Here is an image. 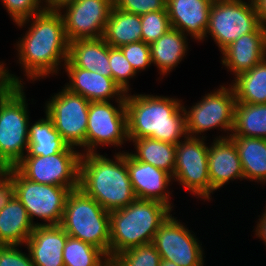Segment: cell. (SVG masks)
I'll list each match as a JSON object with an SVG mask.
<instances>
[{
  "mask_svg": "<svg viewBox=\"0 0 266 266\" xmlns=\"http://www.w3.org/2000/svg\"><path fill=\"white\" fill-rule=\"evenodd\" d=\"M16 25L19 28L29 26L25 35L23 33L15 43L17 63L28 81H40L49 74H59L69 55V42L60 11L43 10Z\"/></svg>",
  "mask_w": 266,
  "mask_h": 266,
  "instance_id": "1",
  "label": "cell"
},
{
  "mask_svg": "<svg viewBox=\"0 0 266 266\" xmlns=\"http://www.w3.org/2000/svg\"><path fill=\"white\" fill-rule=\"evenodd\" d=\"M181 102L176 97L126 93L128 138H152L175 145L182 141L187 132Z\"/></svg>",
  "mask_w": 266,
  "mask_h": 266,
  "instance_id": "2",
  "label": "cell"
},
{
  "mask_svg": "<svg viewBox=\"0 0 266 266\" xmlns=\"http://www.w3.org/2000/svg\"><path fill=\"white\" fill-rule=\"evenodd\" d=\"M79 188L108 212L128 206L137 197L129 179L126 152H116L113 159L100 153L82 154Z\"/></svg>",
  "mask_w": 266,
  "mask_h": 266,
  "instance_id": "3",
  "label": "cell"
},
{
  "mask_svg": "<svg viewBox=\"0 0 266 266\" xmlns=\"http://www.w3.org/2000/svg\"><path fill=\"white\" fill-rule=\"evenodd\" d=\"M173 209L154 200L136 198L128 206L110 212V261L128 249L153 241Z\"/></svg>",
  "mask_w": 266,
  "mask_h": 266,
  "instance_id": "4",
  "label": "cell"
},
{
  "mask_svg": "<svg viewBox=\"0 0 266 266\" xmlns=\"http://www.w3.org/2000/svg\"><path fill=\"white\" fill-rule=\"evenodd\" d=\"M110 212L81 188L70 191L60 226L68 236L82 240L109 257Z\"/></svg>",
  "mask_w": 266,
  "mask_h": 266,
  "instance_id": "5",
  "label": "cell"
},
{
  "mask_svg": "<svg viewBox=\"0 0 266 266\" xmlns=\"http://www.w3.org/2000/svg\"><path fill=\"white\" fill-rule=\"evenodd\" d=\"M24 91V85H12L0 98V162L6 168L14 167L28 149L31 119Z\"/></svg>",
  "mask_w": 266,
  "mask_h": 266,
  "instance_id": "6",
  "label": "cell"
},
{
  "mask_svg": "<svg viewBox=\"0 0 266 266\" xmlns=\"http://www.w3.org/2000/svg\"><path fill=\"white\" fill-rule=\"evenodd\" d=\"M228 85H220V88L205 94L189 108L183 105L187 136L205 138V132L217 128L227 133L226 138H229L233 131L237 101L232 86Z\"/></svg>",
  "mask_w": 266,
  "mask_h": 266,
  "instance_id": "7",
  "label": "cell"
},
{
  "mask_svg": "<svg viewBox=\"0 0 266 266\" xmlns=\"http://www.w3.org/2000/svg\"><path fill=\"white\" fill-rule=\"evenodd\" d=\"M15 183V196L20 200L31 222L36 225H60L70 188L40 184L25 178L15 167L6 170ZM45 223H35V218Z\"/></svg>",
  "mask_w": 266,
  "mask_h": 266,
  "instance_id": "8",
  "label": "cell"
},
{
  "mask_svg": "<svg viewBox=\"0 0 266 266\" xmlns=\"http://www.w3.org/2000/svg\"><path fill=\"white\" fill-rule=\"evenodd\" d=\"M260 25L254 1L217 0L210 9L204 40L211 35L222 52L243 34L254 32Z\"/></svg>",
  "mask_w": 266,
  "mask_h": 266,
  "instance_id": "9",
  "label": "cell"
},
{
  "mask_svg": "<svg viewBox=\"0 0 266 266\" xmlns=\"http://www.w3.org/2000/svg\"><path fill=\"white\" fill-rule=\"evenodd\" d=\"M81 155L79 150L68 146L50 156H24L14 167L33 182L73 190L79 187Z\"/></svg>",
  "mask_w": 266,
  "mask_h": 266,
  "instance_id": "10",
  "label": "cell"
},
{
  "mask_svg": "<svg viewBox=\"0 0 266 266\" xmlns=\"http://www.w3.org/2000/svg\"><path fill=\"white\" fill-rule=\"evenodd\" d=\"M184 140V141H183ZM176 144L173 182L186 188L191 195L204 201H211V188L208 173V143L205 138L186 136Z\"/></svg>",
  "mask_w": 266,
  "mask_h": 266,
  "instance_id": "11",
  "label": "cell"
},
{
  "mask_svg": "<svg viewBox=\"0 0 266 266\" xmlns=\"http://www.w3.org/2000/svg\"><path fill=\"white\" fill-rule=\"evenodd\" d=\"M116 106L111 101L90 102L85 154L109 145L118 149L129 141L125 101H117Z\"/></svg>",
  "mask_w": 266,
  "mask_h": 266,
  "instance_id": "12",
  "label": "cell"
},
{
  "mask_svg": "<svg viewBox=\"0 0 266 266\" xmlns=\"http://www.w3.org/2000/svg\"><path fill=\"white\" fill-rule=\"evenodd\" d=\"M45 112L53 121L55 129L71 147L83 148L85 154V137L88 126L90 101L79 94L63 87L45 103Z\"/></svg>",
  "mask_w": 266,
  "mask_h": 266,
  "instance_id": "13",
  "label": "cell"
},
{
  "mask_svg": "<svg viewBox=\"0 0 266 266\" xmlns=\"http://www.w3.org/2000/svg\"><path fill=\"white\" fill-rule=\"evenodd\" d=\"M193 233L171 214L157 230L152 243L161 259L179 266H204V249Z\"/></svg>",
  "mask_w": 266,
  "mask_h": 266,
  "instance_id": "14",
  "label": "cell"
},
{
  "mask_svg": "<svg viewBox=\"0 0 266 266\" xmlns=\"http://www.w3.org/2000/svg\"><path fill=\"white\" fill-rule=\"evenodd\" d=\"M113 6V0H75L63 7L60 13L68 42L101 38Z\"/></svg>",
  "mask_w": 266,
  "mask_h": 266,
  "instance_id": "15",
  "label": "cell"
},
{
  "mask_svg": "<svg viewBox=\"0 0 266 266\" xmlns=\"http://www.w3.org/2000/svg\"><path fill=\"white\" fill-rule=\"evenodd\" d=\"M126 164L135 196L139 199H147L161 202L171 209L169 186L173 184L172 176L155 166L136 160L126 151Z\"/></svg>",
  "mask_w": 266,
  "mask_h": 266,
  "instance_id": "16",
  "label": "cell"
},
{
  "mask_svg": "<svg viewBox=\"0 0 266 266\" xmlns=\"http://www.w3.org/2000/svg\"><path fill=\"white\" fill-rule=\"evenodd\" d=\"M63 69L69 78V83L64 86L68 91L79 94L90 102L110 100L113 102V98L114 103L125 101L126 93L113 78L76 67L69 59Z\"/></svg>",
  "mask_w": 266,
  "mask_h": 266,
  "instance_id": "17",
  "label": "cell"
},
{
  "mask_svg": "<svg viewBox=\"0 0 266 266\" xmlns=\"http://www.w3.org/2000/svg\"><path fill=\"white\" fill-rule=\"evenodd\" d=\"M208 173L211 188L216 191L230 181L245 180L235 143L225 133L214 137L208 148Z\"/></svg>",
  "mask_w": 266,
  "mask_h": 266,
  "instance_id": "18",
  "label": "cell"
},
{
  "mask_svg": "<svg viewBox=\"0 0 266 266\" xmlns=\"http://www.w3.org/2000/svg\"><path fill=\"white\" fill-rule=\"evenodd\" d=\"M221 54V63L233 78L249 71L266 57V29L260 25L254 32L243 34Z\"/></svg>",
  "mask_w": 266,
  "mask_h": 266,
  "instance_id": "19",
  "label": "cell"
},
{
  "mask_svg": "<svg viewBox=\"0 0 266 266\" xmlns=\"http://www.w3.org/2000/svg\"><path fill=\"white\" fill-rule=\"evenodd\" d=\"M211 0H167L166 8L172 28L194 41H204L209 25Z\"/></svg>",
  "mask_w": 266,
  "mask_h": 266,
  "instance_id": "20",
  "label": "cell"
},
{
  "mask_svg": "<svg viewBox=\"0 0 266 266\" xmlns=\"http://www.w3.org/2000/svg\"><path fill=\"white\" fill-rule=\"evenodd\" d=\"M68 234L60 225H36L26 241L35 266H64L63 250Z\"/></svg>",
  "mask_w": 266,
  "mask_h": 266,
  "instance_id": "21",
  "label": "cell"
},
{
  "mask_svg": "<svg viewBox=\"0 0 266 266\" xmlns=\"http://www.w3.org/2000/svg\"><path fill=\"white\" fill-rule=\"evenodd\" d=\"M188 38L175 28H170L158 40L149 44L151 61L159 71L160 76H167L180 64L187 55Z\"/></svg>",
  "mask_w": 266,
  "mask_h": 266,
  "instance_id": "22",
  "label": "cell"
},
{
  "mask_svg": "<svg viewBox=\"0 0 266 266\" xmlns=\"http://www.w3.org/2000/svg\"><path fill=\"white\" fill-rule=\"evenodd\" d=\"M68 59L76 67L112 78L109 64V44L102 37L70 42Z\"/></svg>",
  "mask_w": 266,
  "mask_h": 266,
  "instance_id": "23",
  "label": "cell"
},
{
  "mask_svg": "<svg viewBox=\"0 0 266 266\" xmlns=\"http://www.w3.org/2000/svg\"><path fill=\"white\" fill-rule=\"evenodd\" d=\"M34 228L27 210L16 196L0 210V245L25 246Z\"/></svg>",
  "mask_w": 266,
  "mask_h": 266,
  "instance_id": "24",
  "label": "cell"
},
{
  "mask_svg": "<svg viewBox=\"0 0 266 266\" xmlns=\"http://www.w3.org/2000/svg\"><path fill=\"white\" fill-rule=\"evenodd\" d=\"M235 143L245 180L266 183V139L229 136Z\"/></svg>",
  "mask_w": 266,
  "mask_h": 266,
  "instance_id": "25",
  "label": "cell"
},
{
  "mask_svg": "<svg viewBox=\"0 0 266 266\" xmlns=\"http://www.w3.org/2000/svg\"><path fill=\"white\" fill-rule=\"evenodd\" d=\"M141 15L112 7L102 38L111 47L142 41Z\"/></svg>",
  "mask_w": 266,
  "mask_h": 266,
  "instance_id": "26",
  "label": "cell"
},
{
  "mask_svg": "<svg viewBox=\"0 0 266 266\" xmlns=\"http://www.w3.org/2000/svg\"><path fill=\"white\" fill-rule=\"evenodd\" d=\"M44 116L45 118L34 123L29 120L28 149L25 156H50L69 146L55 129L49 115L45 112Z\"/></svg>",
  "mask_w": 266,
  "mask_h": 266,
  "instance_id": "27",
  "label": "cell"
},
{
  "mask_svg": "<svg viewBox=\"0 0 266 266\" xmlns=\"http://www.w3.org/2000/svg\"><path fill=\"white\" fill-rule=\"evenodd\" d=\"M136 151L130 154L145 162L168 172L173 177L175 169L176 145L152 138H129Z\"/></svg>",
  "mask_w": 266,
  "mask_h": 266,
  "instance_id": "28",
  "label": "cell"
},
{
  "mask_svg": "<svg viewBox=\"0 0 266 266\" xmlns=\"http://www.w3.org/2000/svg\"><path fill=\"white\" fill-rule=\"evenodd\" d=\"M237 102L266 104V57L230 84Z\"/></svg>",
  "mask_w": 266,
  "mask_h": 266,
  "instance_id": "29",
  "label": "cell"
},
{
  "mask_svg": "<svg viewBox=\"0 0 266 266\" xmlns=\"http://www.w3.org/2000/svg\"><path fill=\"white\" fill-rule=\"evenodd\" d=\"M230 136L266 139V104L236 102Z\"/></svg>",
  "mask_w": 266,
  "mask_h": 266,
  "instance_id": "30",
  "label": "cell"
},
{
  "mask_svg": "<svg viewBox=\"0 0 266 266\" xmlns=\"http://www.w3.org/2000/svg\"><path fill=\"white\" fill-rule=\"evenodd\" d=\"M64 266H110L109 257L99 248L68 236L63 250Z\"/></svg>",
  "mask_w": 266,
  "mask_h": 266,
  "instance_id": "31",
  "label": "cell"
},
{
  "mask_svg": "<svg viewBox=\"0 0 266 266\" xmlns=\"http://www.w3.org/2000/svg\"><path fill=\"white\" fill-rule=\"evenodd\" d=\"M161 257L152 242L117 254L110 266H159Z\"/></svg>",
  "mask_w": 266,
  "mask_h": 266,
  "instance_id": "32",
  "label": "cell"
},
{
  "mask_svg": "<svg viewBox=\"0 0 266 266\" xmlns=\"http://www.w3.org/2000/svg\"><path fill=\"white\" fill-rule=\"evenodd\" d=\"M171 27L167 8L141 15L142 41L152 43L164 35Z\"/></svg>",
  "mask_w": 266,
  "mask_h": 266,
  "instance_id": "33",
  "label": "cell"
},
{
  "mask_svg": "<svg viewBox=\"0 0 266 266\" xmlns=\"http://www.w3.org/2000/svg\"><path fill=\"white\" fill-rule=\"evenodd\" d=\"M109 64L114 81L125 93L131 92L132 88H130L129 80L136 77L137 73L119 47L109 45Z\"/></svg>",
  "mask_w": 266,
  "mask_h": 266,
  "instance_id": "34",
  "label": "cell"
},
{
  "mask_svg": "<svg viewBox=\"0 0 266 266\" xmlns=\"http://www.w3.org/2000/svg\"><path fill=\"white\" fill-rule=\"evenodd\" d=\"M119 48L136 73L145 71V69L152 66L150 46L148 43L143 41L133 42L120 46Z\"/></svg>",
  "mask_w": 266,
  "mask_h": 266,
  "instance_id": "35",
  "label": "cell"
},
{
  "mask_svg": "<svg viewBox=\"0 0 266 266\" xmlns=\"http://www.w3.org/2000/svg\"><path fill=\"white\" fill-rule=\"evenodd\" d=\"M15 24L44 10L41 0H1Z\"/></svg>",
  "mask_w": 266,
  "mask_h": 266,
  "instance_id": "36",
  "label": "cell"
},
{
  "mask_svg": "<svg viewBox=\"0 0 266 266\" xmlns=\"http://www.w3.org/2000/svg\"><path fill=\"white\" fill-rule=\"evenodd\" d=\"M167 0H113L114 7L136 15L166 9Z\"/></svg>",
  "mask_w": 266,
  "mask_h": 266,
  "instance_id": "37",
  "label": "cell"
},
{
  "mask_svg": "<svg viewBox=\"0 0 266 266\" xmlns=\"http://www.w3.org/2000/svg\"><path fill=\"white\" fill-rule=\"evenodd\" d=\"M21 245H0V266H35L31 256L23 252Z\"/></svg>",
  "mask_w": 266,
  "mask_h": 266,
  "instance_id": "38",
  "label": "cell"
},
{
  "mask_svg": "<svg viewBox=\"0 0 266 266\" xmlns=\"http://www.w3.org/2000/svg\"><path fill=\"white\" fill-rule=\"evenodd\" d=\"M15 197L13 177L6 171L0 176V210Z\"/></svg>",
  "mask_w": 266,
  "mask_h": 266,
  "instance_id": "39",
  "label": "cell"
},
{
  "mask_svg": "<svg viewBox=\"0 0 266 266\" xmlns=\"http://www.w3.org/2000/svg\"><path fill=\"white\" fill-rule=\"evenodd\" d=\"M5 62H0V98L12 85H24L23 79L9 72Z\"/></svg>",
  "mask_w": 266,
  "mask_h": 266,
  "instance_id": "40",
  "label": "cell"
},
{
  "mask_svg": "<svg viewBox=\"0 0 266 266\" xmlns=\"http://www.w3.org/2000/svg\"><path fill=\"white\" fill-rule=\"evenodd\" d=\"M259 219L257 220V224L255 226V236L256 238L259 237V239H261V241H263V243L266 246V205H265V209L263 211V213H261V216L258 215ZM261 217V218H260Z\"/></svg>",
  "mask_w": 266,
  "mask_h": 266,
  "instance_id": "41",
  "label": "cell"
},
{
  "mask_svg": "<svg viewBox=\"0 0 266 266\" xmlns=\"http://www.w3.org/2000/svg\"><path fill=\"white\" fill-rule=\"evenodd\" d=\"M74 1L75 0H41L44 10L47 11H60L63 7Z\"/></svg>",
  "mask_w": 266,
  "mask_h": 266,
  "instance_id": "42",
  "label": "cell"
},
{
  "mask_svg": "<svg viewBox=\"0 0 266 266\" xmlns=\"http://www.w3.org/2000/svg\"><path fill=\"white\" fill-rule=\"evenodd\" d=\"M260 24L266 29V0H254Z\"/></svg>",
  "mask_w": 266,
  "mask_h": 266,
  "instance_id": "43",
  "label": "cell"
},
{
  "mask_svg": "<svg viewBox=\"0 0 266 266\" xmlns=\"http://www.w3.org/2000/svg\"><path fill=\"white\" fill-rule=\"evenodd\" d=\"M159 266H179L178 264H175L172 261L161 259Z\"/></svg>",
  "mask_w": 266,
  "mask_h": 266,
  "instance_id": "44",
  "label": "cell"
},
{
  "mask_svg": "<svg viewBox=\"0 0 266 266\" xmlns=\"http://www.w3.org/2000/svg\"><path fill=\"white\" fill-rule=\"evenodd\" d=\"M7 168L0 162V176L6 172Z\"/></svg>",
  "mask_w": 266,
  "mask_h": 266,
  "instance_id": "45",
  "label": "cell"
}]
</instances>
